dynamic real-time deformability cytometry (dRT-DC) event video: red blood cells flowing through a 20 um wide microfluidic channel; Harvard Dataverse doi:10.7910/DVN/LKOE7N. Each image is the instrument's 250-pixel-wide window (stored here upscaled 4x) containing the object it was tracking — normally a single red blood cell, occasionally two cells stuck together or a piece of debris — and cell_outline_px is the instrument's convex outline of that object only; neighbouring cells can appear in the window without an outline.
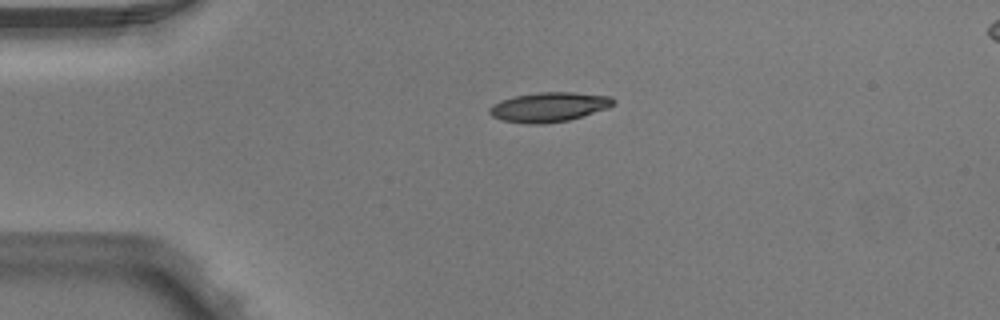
{"species": "Egyptian fruit bat (a non-hibernating species)", "species_latin": "Rousettus aegyptiacus", "temperature_condition": "warm", "stored_images_in_passage": 2, "camera_frame_rate_fps": 3000, "um_per_image_px": 0.085, "animal": {"sex": "male"}, "frame": {"image": 1, "passage_image": 1, "time_ms": 0.0, "image_size_px": [1000, 320], "cell_outline_px": [[616, 104], [608, 108], [568, 120], [540, 124], [524, 124], [500, 120], [492, 116], [488, 112], [488, 108], [492, 104], [500, 100], [516, 96], [540, 92], [572, 92], [612, 96], [616, 100]], "centroid_in_image_um": [46.65, 9.1], "position_along_channel_um": 38.3, "area_um2": 21.5}}